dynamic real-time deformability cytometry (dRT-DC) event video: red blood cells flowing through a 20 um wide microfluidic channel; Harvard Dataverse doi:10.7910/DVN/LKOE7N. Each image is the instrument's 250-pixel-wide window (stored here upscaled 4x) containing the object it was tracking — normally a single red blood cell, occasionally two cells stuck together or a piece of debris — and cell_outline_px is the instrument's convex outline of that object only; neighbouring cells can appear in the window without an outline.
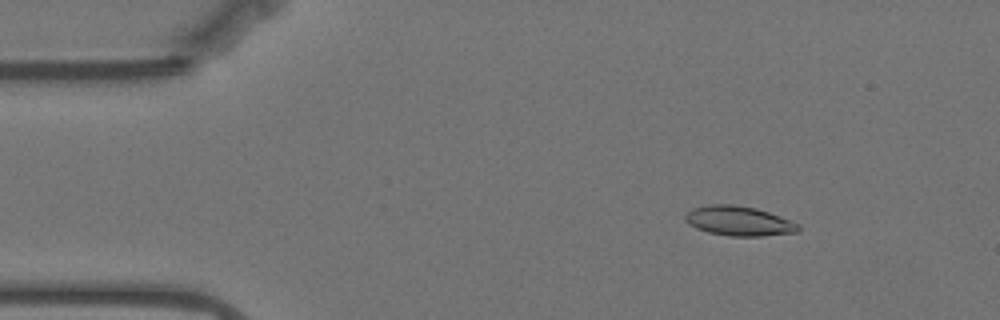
{"species": "Egyptian fruit bat (a non-hibernating species)", "species_latin": "Rousettus aegyptiacus", "temperature_condition": "warm", "stored_images_in_passage": 57, "camera_frame_rate_fps": 3000, "um_per_image_px": 0.085, "animal": {"sex": "female"}, "frame": {"image": 1, "passage_image": 8, "time_ms": 2.333, "image_size_px": [1000, 320], "cell_outline_px": [[800, 228], [796, 232], [760, 236], [732, 236], [708, 232], [696, 228], [688, 224], [684, 220], [684, 216], [692, 208], [712, 204], [732, 204], [756, 208], [768, 212], [800, 224]], "centroid_in_image_um": [62.77, 18.78], "position_along_channel_um": 22.2, "area_um2": 19.42}}
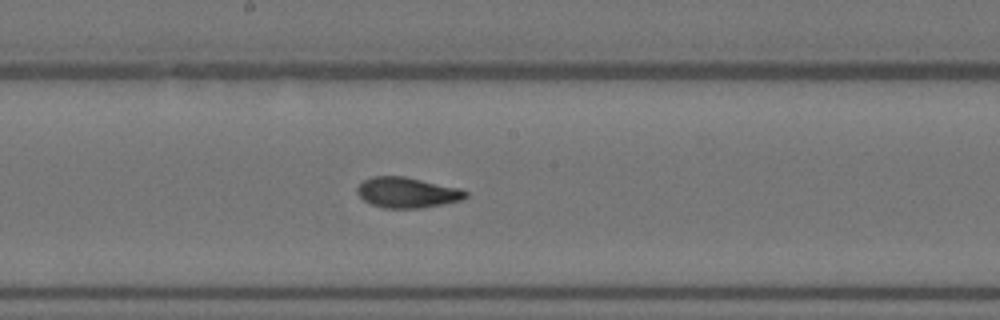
{"frame": {"image": 2, "passage_image": 30, "time_ms": 9.667, "image_size_px": [1000, 320], "cell_outline_px": [[468, 196], [460, 200], [420, 208], [384, 208], [372, 204], [364, 200], [356, 192], [356, 188], [364, 180], [372, 176], [404, 176], [460, 188], [468, 192]], "centroid_in_image_um": [34.59, 16.36], "position_along_channel_um": 213.6, "area_um2": 19.13}}
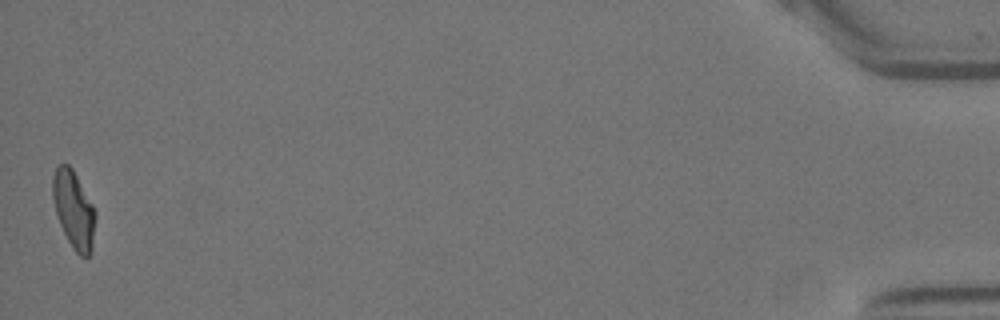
{"frame": {"image": 3, "passage_image": 57, "time_ms": 18.667, "image_size_px": [1000, 320], "cell_outline_px": [[96, 216], [92, 252], [88, 256], [80, 256], [72, 248], [60, 224], [56, 212], [52, 196], [52, 176], [56, 164], [68, 164], [72, 168], [92, 204], [96, 212]], "centroid_in_image_um": [6.26, 17.81], "position_along_channel_um": 428.9, "area_um2": 19.31}, "authors_computed_cell_mechanics": {"area_um2": 19.1318, "velocity_mm_per_s": 3.5159, "shape_relaxation_time_tau1_ms": 4.8183, "shape_relaxation_time_tau2_ms": 1.6972, "deformation_change_tau1": 0.1849, "deformation_change_tau2": 0.0815}}